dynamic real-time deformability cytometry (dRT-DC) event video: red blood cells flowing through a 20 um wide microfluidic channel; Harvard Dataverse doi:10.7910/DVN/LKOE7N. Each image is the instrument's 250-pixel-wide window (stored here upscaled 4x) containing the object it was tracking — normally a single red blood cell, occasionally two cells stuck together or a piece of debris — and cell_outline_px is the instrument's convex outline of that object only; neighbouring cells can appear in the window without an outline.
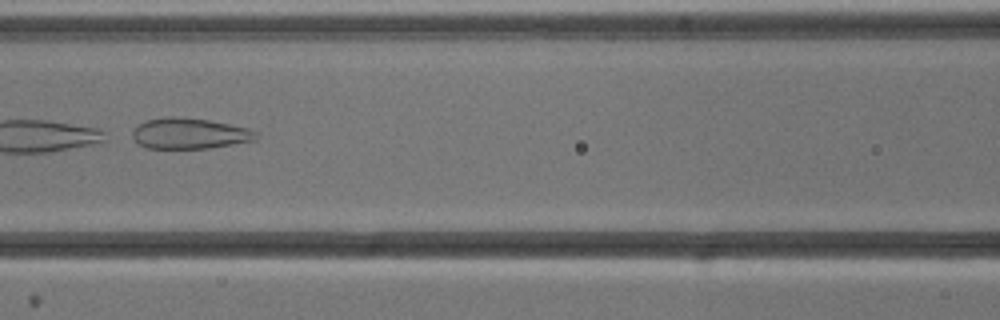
{"species": "common noctule bat (a hibernating species)", "species_latin": "Nyctalus noctula", "temperature_condition": "cold", "stored_images_in_passage": 9, "camera_frame_rate_fps": 3000, "um_per_image_px": 0.085, "animal": {"sex": "male", "body_mass_g": 13.3}, "frame": {"image": 1, "passage_image": 7, "time_ms": 7.0, "image_size_px": [1000, 320], "cell_outline_px": [[260, 136], [256, 140], [208, 148], [144, 148], [136, 144], [132, 136], [132, 132], [144, 120], [168, 116], [176, 116], [208, 120], [248, 128], [256, 132]], "centroid_in_image_um": [16.08, 11.34], "position_along_channel_um": 150.5, "area_um2": 22.25}}